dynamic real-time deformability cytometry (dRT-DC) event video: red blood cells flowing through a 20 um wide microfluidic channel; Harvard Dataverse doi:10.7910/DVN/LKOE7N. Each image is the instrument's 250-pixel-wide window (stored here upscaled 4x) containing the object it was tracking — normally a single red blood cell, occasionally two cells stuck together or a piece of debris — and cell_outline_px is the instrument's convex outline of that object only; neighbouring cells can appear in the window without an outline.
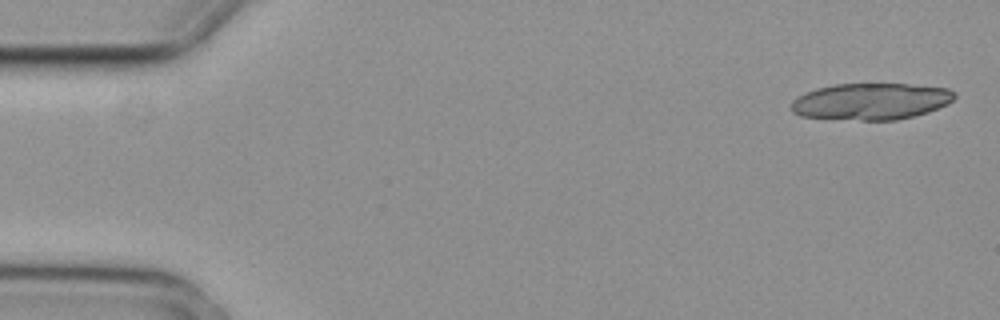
{"species": "common noctule bat (a hibernating species)", "species_latin": "Nyctalus noctula", "temperature_condition": "cold", "stored_images_in_passage": 3, "segment_of_instrument_passage": [2, 2], "camera_frame_rate_fps": 3000, "um_per_image_px": 0.085, "animal": {"sex": "female", "body_mass_g": 29.2, "forearm_length_mm": 56.3}, "frame": {"image": 1, "passage_image": 3, "time_ms": 0.667, "image_size_px": [1000, 320], "cell_outline_px": [[956, 96], [948, 104], [928, 112], [896, 120], [860, 120], [800, 116], [792, 112], [792, 100], [796, 96], [804, 92], [816, 88], [832, 84], [908, 84], [948, 88], [956, 92]], "centroid_in_image_um": [74.02, 8.61], "position_along_channel_um": 11.0, "area_um2": 34.97}}